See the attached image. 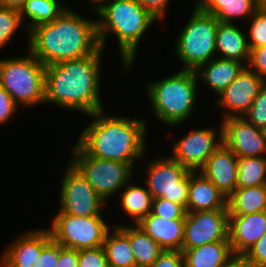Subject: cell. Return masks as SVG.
Instances as JSON below:
<instances>
[{
	"label": "cell",
	"instance_id": "4",
	"mask_svg": "<svg viewBox=\"0 0 266 267\" xmlns=\"http://www.w3.org/2000/svg\"><path fill=\"white\" fill-rule=\"evenodd\" d=\"M95 13L100 18L96 20L100 47L105 49L109 35L114 34L118 40L123 69L130 70L144 33L157 19L136 0H111Z\"/></svg>",
	"mask_w": 266,
	"mask_h": 267
},
{
	"label": "cell",
	"instance_id": "28",
	"mask_svg": "<svg viewBox=\"0 0 266 267\" xmlns=\"http://www.w3.org/2000/svg\"><path fill=\"white\" fill-rule=\"evenodd\" d=\"M63 4L59 0H27L20 11L22 22L26 17L29 19L25 26L27 33L36 26L58 18L68 8Z\"/></svg>",
	"mask_w": 266,
	"mask_h": 267
},
{
	"label": "cell",
	"instance_id": "14",
	"mask_svg": "<svg viewBox=\"0 0 266 267\" xmlns=\"http://www.w3.org/2000/svg\"><path fill=\"white\" fill-rule=\"evenodd\" d=\"M222 141L238 158L266 156V133L243 117L222 120Z\"/></svg>",
	"mask_w": 266,
	"mask_h": 267
},
{
	"label": "cell",
	"instance_id": "24",
	"mask_svg": "<svg viewBox=\"0 0 266 267\" xmlns=\"http://www.w3.org/2000/svg\"><path fill=\"white\" fill-rule=\"evenodd\" d=\"M263 3L264 0H198L195 4L219 22L235 23L241 18H251Z\"/></svg>",
	"mask_w": 266,
	"mask_h": 267
},
{
	"label": "cell",
	"instance_id": "20",
	"mask_svg": "<svg viewBox=\"0 0 266 267\" xmlns=\"http://www.w3.org/2000/svg\"><path fill=\"white\" fill-rule=\"evenodd\" d=\"M184 220L162 219L150 212L137 225L164 250L181 251L184 239Z\"/></svg>",
	"mask_w": 266,
	"mask_h": 267
},
{
	"label": "cell",
	"instance_id": "43",
	"mask_svg": "<svg viewBox=\"0 0 266 267\" xmlns=\"http://www.w3.org/2000/svg\"><path fill=\"white\" fill-rule=\"evenodd\" d=\"M27 0H0V7L21 11Z\"/></svg>",
	"mask_w": 266,
	"mask_h": 267
},
{
	"label": "cell",
	"instance_id": "8",
	"mask_svg": "<svg viewBox=\"0 0 266 267\" xmlns=\"http://www.w3.org/2000/svg\"><path fill=\"white\" fill-rule=\"evenodd\" d=\"M71 151L70 163L105 202L118 190L124 189L136 170L129 163L90 156L77 143Z\"/></svg>",
	"mask_w": 266,
	"mask_h": 267
},
{
	"label": "cell",
	"instance_id": "23",
	"mask_svg": "<svg viewBox=\"0 0 266 267\" xmlns=\"http://www.w3.org/2000/svg\"><path fill=\"white\" fill-rule=\"evenodd\" d=\"M185 267H227L237 257L229 241H215L182 252Z\"/></svg>",
	"mask_w": 266,
	"mask_h": 267
},
{
	"label": "cell",
	"instance_id": "35",
	"mask_svg": "<svg viewBox=\"0 0 266 267\" xmlns=\"http://www.w3.org/2000/svg\"><path fill=\"white\" fill-rule=\"evenodd\" d=\"M78 267H109L103 246L78 251Z\"/></svg>",
	"mask_w": 266,
	"mask_h": 267
},
{
	"label": "cell",
	"instance_id": "16",
	"mask_svg": "<svg viewBox=\"0 0 266 267\" xmlns=\"http://www.w3.org/2000/svg\"><path fill=\"white\" fill-rule=\"evenodd\" d=\"M52 240L49 229L23 233L2 254L1 267H32L40 260L42 249Z\"/></svg>",
	"mask_w": 266,
	"mask_h": 267
},
{
	"label": "cell",
	"instance_id": "19",
	"mask_svg": "<svg viewBox=\"0 0 266 267\" xmlns=\"http://www.w3.org/2000/svg\"><path fill=\"white\" fill-rule=\"evenodd\" d=\"M228 210L227 197L201 172L190 171L186 212Z\"/></svg>",
	"mask_w": 266,
	"mask_h": 267
},
{
	"label": "cell",
	"instance_id": "44",
	"mask_svg": "<svg viewBox=\"0 0 266 267\" xmlns=\"http://www.w3.org/2000/svg\"><path fill=\"white\" fill-rule=\"evenodd\" d=\"M91 8L94 9L93 12H95L97 9H99L104 3L111 1V0H89Z\"/></svg>",
	"mask_w": 266,
	"mask_h": 267
},
{
	"label": "cell",
	"instance_id": "29",
	"mask_svg": "<svg viewBox=\"0 0 266 267\" xmlns=\"http://www.w3.org/2000/svg\"><path fill=\"white\" fill-rule=\"evenodd\" d=\"M129 241L136 267H150L164 249L137 224L129 226Z\"/></svg>",
	"mask_w": 266,
	"mask_h": 267
},
{
	"label": "cell",
	"instance_id": "30",
	"mask_svg": "<svg viewBox=\"0 0 266 267\" xmlns=\"http://www.w3.org/2000/svg\"><path fill=\"white\" fill-rule=\"evenodd\" d=\"M237 188L266 185V156L238 158Z\"/></svg>",
	"mask_w": 266,
	"mask_h": 267
},
{
	"label": "cell",
	"instance_id": "6",
	"mask_svg": "<svg viewBox=\"0 0 266 267\" xmlns=\"http://www.w3.org/2000/svg\"><path fill=\"white\" fill-rule=\"evenodd\" d=\"M26 56L0 58V85L19 106L45 103V65L29 50Z\"/></svg>",
	"mask_w": 266,
	"mask_h": 267
},
{
	"label": "cell",
	"instance_id": "33",
	"mask_svg": "<svg viewBox=\"0 0 266 267\" xmlns=\"http://www.w3.org/2000/svg\"><path fill=\"white\" fill-rule=\"evenodd\" d=\"M242 117L258 129L266 130V83L260 89L248 111Z\"/></svg>",
	"mask_w": 266,
	"mask_h": 267
},
{
	"label": "cell",
	"instance_id": "21",
	"mask_svg": "<svg viewBox=\"0 0 266 267\" xmlns=\"http://www.w3.org/2000/svg\"><path fill=\"white\" fill-rule=\"evenodd\" d=\"M216 54L219 58L236 60L247 66L250 48L243 29L234 23L220 22L216 33Z\"/></svg>",
	"mask_w": 266,
	"mask_h": 267
},
{
	"label": "cell",
	"instance_id": "39",
	"mask_svg": "<svg viewBox=\"0 0 266 267\" xmlns=\"http://www.w3.org/2000/svg\"><path fill=\"white\" fill-rule=\"evenodd\" d=\"M59 260V244L53 239L42 249L40 260L32 267H56Z\"/></svg>",
	"mask_w": 266,
	"mask_h": 267
},
{
	"label": "cell",
	"instance_id": "26",
	"mask_svg": "<svg viewBox=\"0 0 266 267\" xmlns=\"http://www.w3.org/2000/svg\"><path fill=\"white\" fill-rule=\"evenodd\" d=\"M229 216L266 211V185L236 188L227 197Z\"/></svg>",
	"mask_w": 266,
	"mask_h": 267
},
{
	"label": "cell",
	"instance_id": "45",
	"mask_svg": "<svg viewBox=\"0 0 266 267\" xmlns=\"http://www.w3.org/2000/svg\"><path fill=\"white\" fill-rule=\"evenodd\" d=\"M227 267H248V266L241 258L237 257Z\"/></svg>",
	"mask_w": 266,
	"mask_h": 267
},
{
	"label": "cell",
	"instance_id": "10",
	"mask_svg": "<svg viewBox=\"0 0 266 267\" xmlns=\"http://www.w3.org/2000/svg\"><path fill=\"white\" fill-rule=\"evenodd\" d=\"M146 166L145 186L153 199L164 198L187 208L190 170L174 160L170 154L157 158Z\"/></svg>",
	"mask_w": 266,
	"mask_h": 267
},
{
	"label": "cell",
	"instance_id": "18",
	"mask_svg": "<svg viewBox=\"0 0 266 267\" xmlns=\"http://www.w3.org/2000/svg\"><path fill=\"white\" fill-rule=\"evenodd\" d=\"M266 233V211L229 216V243L241 258Z\"/></svg>",
	"mask_w": 266,
	"mask_h": 267
},
{
	"label": "cell",
	"instance_id": "27",
	"mask_svg": "<svg viewBox=\"0 0 266 267\" xmlns=\"http://www.w3.org/2000/svg\"><path fill=\"white\" fill-rule=\"evenodd\" d=\"M120 191V201L123 211L138 224L152 210V195L146 187L133 185L130 181Z\"/></svg>",
	"mask_w": 266,
	"mask_h": 267
},
{
	"label": "cell",
	"instance_id": "31",
	"mask_svg": "<svg viewBox=\"0 0 266 267\" xmlns=\"http://www.w3.org/2000/svg\"><path fill=\"white\" fill-rule=\"evenodd\" d=\"M22 24L20 11L0 7V49L12 40Z\"/></svg>",
	"mask_w": 266,
	"mask_h": 267
},
{
	"label": "cell",
	"instance_id": "9",
	"mask_svg": "<svg viewBox=\"0 0 266 267\" xmlns=\"http://www.w3.org/2000/svg\"><path fill=\"white\" fill-rule=\"evenodd\" d=\"M49 231L52 239L74 250L93 249L103 246L106 233L111 229L102 213L93 217H79L57 211Z\"/></svg>",
	"mask_w": 266,
	"mask_h": 267
},
{
	"label": "cell",
	"instance_id": "32",
	"mask_svg": "<svg viewBox=\"0 0 266 267\" xmlns=\"http://www.w3.org/2000/svg\"><path fill=\"white\" fill-rule=\"evenodd\" d=\"M247 33L250 50L266 45V3L264 2L251 17ZM249 35V36H248Z\"/></svg>",
	"mask_w": 266,
	"mask_h": 267
},
{
	"label": "cell",
	"instance_id": "13",
	"mask_svg": "<svg viewBox=\"0 0 266 267\" xmlns=\"http://www.w3.org/2000/svg\"><path fill=\"white\" fill-rule=\"evenodd\" d=\"M222 143L221 124L219 133L213 128L196 129L173 143L171 157L188 170L199 171Z\"/></svg>",
	"mask_w": 266,
	"mask_h": 267
},
{
	"label": "cell",
	"instance_id": "34",
	"mask_svg": "<svg viewBox=\"0 0 266 267\" xmlns=\"http://www.w3.org/2000/svg\"><path fill=\"white\" fill-rule=\"evenodd\" d=\"M151 212L160 218L185 219L186 209L175 202L164 198L153 199Z\"/></svg>",
	"mask_w": 266,
	"mask_h": 267
},
{
	"label": "cell",
	"instance_id": "37",
	"mask_svg": "<svg viewBox=\"0 0 266 267\" xmlns=\"http://www.w3.org/2000/svg\"><path fill=\"white\" fill-rule=\"evenodd\" d=\"M247 67L266 81V45L250 50Z\"/></svg>",
	"mask_w": 266,
	"mask_h": 267
},
{
	"label": "cell",
	"instance_id": "25",
	"mask_svg": "<svg viewBox=\"0 0 266 267\" xmlns=\"http://www.w3.org/2000/svg\"><path fill=\"white\" fill-rule=\"evenodd\" d=\"M103 248L109 267H136L129 241V226L114 224L106 233Z\"/></svg>",
	"mask_w": 266,
	"mask_h": 267
},
{
	"label": "cell",
	"instance_id": "41",
	"mask_svg": "<svg viewBox=\"0 0 266 267\" xmlns=\"http://www.w3.org/2000/svg\"><path fill=\"white\" fill-rule=\"evenodd\" d=\"M148 10L156 19L164 20L170 0H136Z\"/></svg>",
	"mask_w": 266,
	"mask_h": 267
},
{
	"label": "cell",
	"instance_id": "17",
	"mask_svg": "<svg viewBox=\"0 0 266 267\" xmlns=\"http://www.w3.org/2000/svg\"><path fill=\"white\" fill-rule=\"evenodd\" d=\"M238 157L223 143L199 170L226 197L237 188Z\"/></svg>",
	"mask_w": 266,
	"mask_h": 267
},
{
	"label": "cell",
	"instance_id": "42",
	"mask_svg": "<svg viewBox=\"0 0 266 267\" xmlns=\"http://www.w3.org/2000/svg\"><path fill=\"white\" fill-rule=\"evenodd\" d=\"M78 251L59 244V260L56 267H78Z\"/></svg>",
	"mask_w": 266,
	"mask_h": 267
},
{
	"label": "cell",
	"instance_id": "40",
	"mask_svg": "<svg viewBox=\"0 0 266 267\" xmlns=\"http://www.w3.org/2000/svg\"><path fill=\"white\" fill-rule=\"evenodd\" d=\"M150 267H185L181 251L164 250Z\"/></svg>",
	"mask_w": 266,
	"mask_h": 267
},
{
	"label": "cell",
	"instance_id": "1",
	"mask_svg": "<svg viewBox=\"0 0 266 267\" xmlns=\"http://www.w3.org/2000/svg\"><path fill=\"white\" fill-rule=\"evenodd\" d=\"M103 52L100 47L84 58L45 66L44 104L53 103L86 115L103 110L100 95Z\"/></svg>",
	"mask_w": 266,
	"mask_h": 267
},
{
	"label": "cell",
	"instance_id": "15",
	"mask_svg": "<svg viewBox=\"0 0 266 267\" xmlns=\"http://www.w3.org/2000/svg\"><path fill=\"white\" fill-rule=\"evenodd\" d=\"M266 81L245 66L234 81L218 97V103L224 108L223 119L242 117L250 108L253 100Z\"/></svg>",
	"mask_w": 266,
	"mask_h": 267
},
{
	"label": "cell",
	"instance_id": "12",
	"mask_svg": "<svg viewBox=\"0 0 266 267\" xmlns=\"http://www.w3.org/2000/svg\"><path fill=\"white\" fill-rule=\"evenodd\" d=\"M215 241H229L228 210L186 212L181 252Z\"/></svg>",
	"mask_w": 266,
	"mask_h": 267
},
{
	"label": "cell",
	"instance_id": "36",
	"mask_svg": "<svg viewBox=\"0 0 266 267\" xmlns=\"http://www.w3.org/2000/svg\"><path fill=\"white\" fill-rule=\"evenodd\" d=\"M248 267H266V233L241 257Z\"/></svg>",
	"mask_w": 266,
	"mask_h": 267
},
{
	"label": "cell",
	"instance_id": "22",
	"mask_svg": "<svg viewBox=\"0 0 266 267\" xmlns=\"http://www.w3.org/2000/svg\"><path fill=\"white\" fill-rule=\"evenodd\" d=\"M244 67L245 65L239 61L215 57L201 65L195 72L199 81L202 80L218 96Z\"/></svg>",
	"mask_w": 266,
	"mask_h": 267
},
{
	"label": "cell",
	"instance_id": "5",
	"mask_svg": "<svg viewBox=\"0 0 266 267\" xmlns=\"http://www.w3.org/2000/svg\"><path fill=\"white\" fill-rule=\"evenodd\" d=\"M198 82L195 71L183 69L159 81L148 82L145 87L155 118L171 128L188 121L196 111Z\"/></svg>",
	"mask_w": 266,
	"mask_h": 267
},
{
	"label": "cell",
	"instance_id": "7",
	"mask_svg": "<svg viewBox=\"0 0 266 267\" xmlns=\"http://www.w3.org/2000/svg\"><path fill=\"white\" fill-rule=\"evenodd\" d=\"M219 21L202 11L196 4L190 19L178 34L174 46L183 70L196 71L216 55V33Z\"/></svg>",
	"mask_w": 266,
	"mask_h": 267
},
{
	"label": "cell",
	"instance_id": "2",
	"mask_svg": "<svg viewBox=\"0 0 266 267\" xmlns=\"http://www.w3.org/2000/svg\"><path fill=\"white\" fill-rule=\"evenodd\" d=\"M29 51L45 66L81 59L99 48L95 19L67 8L58 18L28 32Z\"/></svg>",
	"mask_w": 266,
	"mask_h": 267
},
{
	"label": "cell",
	"instance_id": "38",
	"mask_svg": "<svg viewBox=\"0 0 266 267\" xmlns=\"http://www.w3.org/2000/svg\"><path fill=\"white\" fill-rule=\"evenodd\" d=\"M19 106L11 95L0 85V125H3L15 115Z\"/></svg>",
	"mask_w": 266,
	"mask_h": 267
},
{
	"label": "cell",
	"instance_id": "11",
	"mask_svg": "<svg viewBox=\"0 0 266 267\" xmlns=\"http://www.w3.org/2000/svg\"><path fill=\"white\" fill-rule=\"evenodd\" d=\"M64 170L59 197L61 209L57 211L79 217L100 215L105 201L70 162Z\"/></svg>",
	"mask_w": 266,
	"mask_h": 267
},
{
	"label": "cell",
	"instance_id": "3",
	"mask_svg": "<svg viewBox=\"0 0 266 267\" xmlns=\"http://www.w3.org/2000/svg\"><path fill=\"white\" fill-rule=\"evenodd\" d=\"M93 122L80 133L77 144L90 156L129 163L135 168L147 150L143 119L106 115L104 109L87 115Z\"/></svg>",
	"mask_w": 266,
	"mask_h": 267
}]
</instances>
